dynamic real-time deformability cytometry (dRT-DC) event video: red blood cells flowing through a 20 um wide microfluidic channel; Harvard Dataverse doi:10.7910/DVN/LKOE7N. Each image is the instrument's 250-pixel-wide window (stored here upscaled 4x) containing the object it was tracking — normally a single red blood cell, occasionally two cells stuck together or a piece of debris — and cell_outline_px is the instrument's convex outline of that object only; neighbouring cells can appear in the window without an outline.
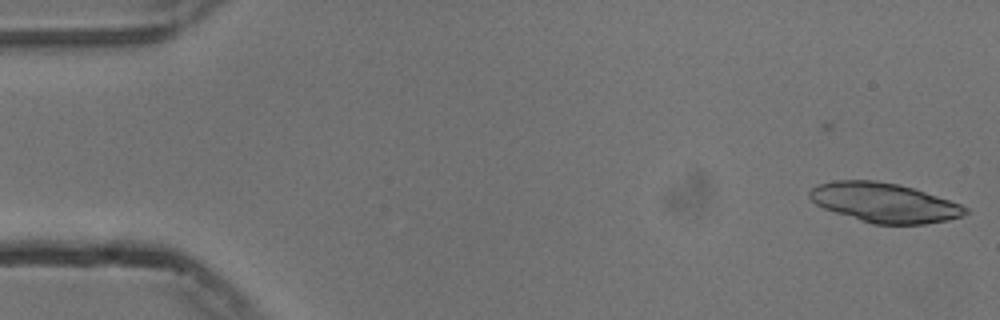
{"species": "common noctule bat (a hibernating species)", "species_latin": "Nyctalus noctula", "temperature_condition": "cold", "stored_images_in_passage": 8, "camera_frame_rate_fps": 3000, "um_per_image_px": 0.085, "animal": {"sex": "male", "body_mass_g": 13.3}, "frame": {"image": 1, "passage_image": 8, "time_ms": 2.333, "image_size_px": [1000, 320], "cell_outline_px": [[968, 212], [964, 216], [948, 220], [924, 224], [872, 224], [824, 208], [816, 204], [808, 196], [808, 192], [816, 184], [832, 180], [876, 180], [896, 184], [912, 188], [960, 204], [968, 208]], "centroid_in_image_um": [75.14, 17.22], "position_along_channel_um": 9.9, "area_um2": 35.6}}